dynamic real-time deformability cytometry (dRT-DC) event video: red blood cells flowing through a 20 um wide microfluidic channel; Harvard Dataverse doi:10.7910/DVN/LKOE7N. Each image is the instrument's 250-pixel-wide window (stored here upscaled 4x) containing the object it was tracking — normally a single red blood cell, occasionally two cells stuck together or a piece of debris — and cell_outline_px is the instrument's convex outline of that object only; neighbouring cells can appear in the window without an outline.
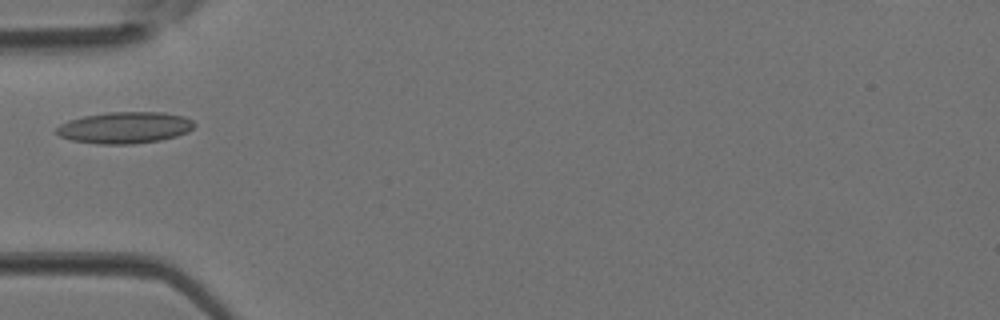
{"species": "Egyptian fruit bat (a non-hibernating species)", "species_latin": "Rousettus aegyptiacus", "temperature_condition": "room temperature", "stored_images_in_passage": 2, "camera_frame_rate_fps": 3000, "um_per_image_px": 0.085, "animal": {"sex": "female"}, "frame": {"image": 1, "passage_image": 2, "time_ms": 0.333, "image_size_px": [1000, 320], "cell_outline_px": [[196, 124], [188, 132], [176, 136], [160, 140], [132, 144], [96, 144], [72, 140], [60, 136], [56, 132], [56, 128], [60, 124], [68, 120], [84, 116], [108, 112], [160, 112], [184, 116], [192, 120]], "centroid_in_image_um": [10.61, 10.85], "position_along_channel_um": 74.4, "area_um2": 25.32}}